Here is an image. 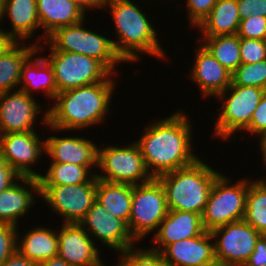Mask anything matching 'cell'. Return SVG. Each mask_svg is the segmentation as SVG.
<instances>
[{
    "label": "cell",
    "mask_w": 266,
    "mask_h": 266,
    "mask_svg": "<svg viewBox=\"0 0 266 266\" xmlns=\"http://www.w3.org/2000/svg\"><path fill=\"white\" fill-rule=\"evenodd\" d=\"M21 176L6 162L0 152V193L12 186Z\"/></svg>",
    "instance_id": "40"
},
{
    "label": "cell",
    "mask_w": 266,
    "mask_h": 266,
    "mask_svg": "<svg viewBox=\"0 0 266 266\" xmlns=\"http://www.w3.org/2000/svg\"><path fill=\"white\" fill-rule=\"evenodd\" d=\"M2 266H38V264L23 256L17 250L6 260Z\"/></svg>",
    "instance_id": "42"
},
{
    "label": "cell",
    "mask_w": 266,
    "mask_h": 266,
    "mask_svg": "<svg viewBox=\"0 0 266 266\" xmlns=\"http://www.w3.org/2000/svg\"><path fill=\"white\" fill-rule=\"evenodd\" d=\"M168 211L166 193L157 178L144 184L132 185L128 228L137 242L154 230L156 232Z\"/></svg>",
    "instance_id": "9"
},
{
    "label": "cell",
    "mask_w": 266,
    "mask_h": 266,
    "mask_svg": "<svg viewBox=\"0 0 266 266\" xmlns=\"http://www.w3.org/2000/svg\"><path fill=\"white\" fill-rule=\"evenodd\" d=\"M36 5L40 28L44 30L39 39L32 41L39 53L44 51L45 46L42 42H45L56 29L77 24L87 16L70 0H36ZM43 37L44 39H41Z\"/></svg>",
    "instance_id": "22"
},
{
    "label": "cell",
    "mask_w": 266,
    "mask_h": 266,
    "mask_svg": "<svg viewBox=\"0 0 266 266\" xmlns=\"http://www.w3.org/2000/svg\"><path fill=\"white\" fill-rule=\"evenodd\" d=\"M7 17L12 29L5 32L15 42L28 41L40 29L36 0H2L1 21Z\"/></svg>",
    "instance_id": "23"
},
{
    "label": "cell",
    "mask_w": 266,
    "mask_h": 266,
    "mask_svg": "<svg viewBox=\"0 0 266 266\" xmlns=\"http://www.w3.org/2000/svg\"><path fill=\"white\" fill-rule=\"evenodd\" d=\"M195 51L194 65L189 76L201 96L216 97L231 85V72L228 71L202 44Z\"/></svg>",
    "instance_id": "17"
},
{
    "label": "cell",
    "mask_w": 266,
    "mask_h": 266,
    "mask_svg": "<svg viewBox=\"0 0 266 266\" xmlns=\"http://www.w3.org/2000/svg\"><path fill=\"white\" fill-rule=\"evenodd\" d=\"M14 43L15 41L0 27V56Z\"/></svg>",
    "instance_id": "44"
},
{
    "label": "cell",
    "mask_w": 266,
    "mask_h": 266,
    "mask_svg": "<svg viewBox=\"0 0 266 266\" xmlns=\"http://www.w3.org/2000/svg\"><path fill=\"white\" fill-rule=\"evenodd\" d=\"M237 35L240 38L266 40V17L250 15L242 19Z\"/></svg>",
    "instance_id": "35"
},
{
    "label": "cell",
    "mask_w": 266,
    "mask_h": 266,
    "mask_svg": "<svg viewBox=\"0 0 266 266\" xmlns=\"http://www.w3.org/2000/svg\"><path fill=\"white\" fill-rule=\"evenodd\" d=\"M77 224L91 236L94 243L98 240L115 250V253L134 248L137 242L131 235L128 224L107 212L97 201Z\"/></svg>",
    "instance_id": "13"
},
{
    "label": "cell",
    "mask_w": 266,
    "mask_h": 266,
    "mask_svg": "<svg viewBox=\"0 0 266 266\" xmlns=\"http://www.w3.org/2000/svg\"><path fill=\"white\" fill-rule=\"evenodd\" d=\"M36 131L16 132L0 135V152L6 162L21 176L39 178L41 174L33 170V165L45 152V140ZM31 166V167H30Z\"/></svg>",
    "instance_id": "15"
},
{
    "label": "cell",
    "mask_w": 266,
    "mask_h": 266,
    "mask_svg": "<svg viewBox=\"0 0 266 266\" xmlns=\"http://www.w3.org/2000/svg\"><path fill=\"white\" fill-rule=\"evenodd\" d=\"M203 158L189 166L159 175L169 210L203 214L215 179L221 174Z\"/></svg>",
    "instance_id": "4"
},
{
    "label": "cell",
    "mask_w": 266,
    "mask_h": 266,
    "mask_svg": "<svg viewBox=\"0 0 266 266\" xmlns=\"http://www.w3.org/2000/svg\"><path fill=\"white\" fill-rule=\"evenodd\" d=\"M218 0H186L188 20L192 27H198L200 23L209 15L213 6Z\"/></svg>",
    "instance_id": "37"
},
{
    "label": "cell",
    "mask_w": 266,
    "mask_h": 266,
    "mask_svg": "<svg viewBox=\"0 0 266 266\" xmlns=\"http://www.w3.org/2000/svg\"><path fill=\"white\" fill-rule=\"evenodd\" d=\"M116 83L111 74L104 81L57 93L47 110L45 127L72 132L105 122Z\"/></svg>",
    "instance_id": "2"
},
{
    "label": "cell",
    "mask_w": 266,
    "mask_h": 266,
    "mask_svg": "<svg viewBox=\"0 0 266 266\" xmlns=\"http://www.w3.org/2000/svg\"><path fill=\"white\" fill-rule=\"evenodd\" d=\"M266 264V235H261L254 251L243 266H264Z\"/></svg>",
    "instance_id": "41"
},
{
    "label": "cell",
    "mask_w": 266,
    "mask_h": 266,
    "mask_svg": "<svg viewBox=\"0 0 266 266\" xmlns=\"http://www.w3.org/2000/svg\"><path fill=\"white\" fill-rule=\"evenodd\" d=\"M85 14L90 9H102L103 0H70Z\"/></svg>",
    "instance_id": "43"
},
{
    "label": "cell",
    "mask_w": 266,
    "mask_h": 266,
    "mask_svg": "<svg viewBox=\"0 0 266 266\" xmlns=\"http://www.w3.org/2000/svg\"><path fill=\"white\" fill-rule=\"evenodd\" d=\"M214 254L219 266H243L261 234L244 220L212 230Z\"/></svg>",
    "instance_id": "12"
},
{
    "label": "cell",
    "mask_w": 266,
    "mask_h": 266,
    "mask_svg": "<svg viewBox=\"0 0 266 266\" xmlns=\"http://www.w3.org/2000/svg\"><path fill=\"white\" fill-rule=\"evenodd\" d=\"M136 4L131 0H103L102 8L109 9L115 24L117 39L112 42L116 53L127 63L141 61L143 54L167 59L154 24Z\"/></svg>",
    "instance_id": "3"
},
{
    "label": "cell",
    "mask_w": 266,
    "mask_h": 266,
    "mask_svg": "<svg viewBox=\"0 0 266 266\" xmlns=\"http://www.w3.org/2000/svg\"><path fill=\"white\" fill-rule=\"evenodd\" d=\"M266 130V92L262 96L260 102L257 105L256 110L253 112L251 123L244 131L253 136H258Z\"/></svg>",
    "instance_id": "38"
},
{
    "label": "cell",
    "mask_w": 266,
    "mask_h": 266,
    "mask_svg": "<svg viewBox=\"0 0 266 266\" xmlns=\"http://www.w3.org/2000/svg\"><path fill=\"white\" fill-rule=\"evenodd\" d=\"M93 140L83 136L57 137L52 135L45 139V153L51 163H70L82 166H98L99 146Z\"/></svg>",
    "instance_id": "19"
},
{
    "label": "cell",
    "mask_w": 266,
    "mask_h": 266,
    "mask_svg": "<svg viewBox=\"0 0 266 266\" xmlns=\"http://www.w3.org/2000/svg\"><path fill=\"white\" fill-rule=\"evenodd\" d=\"M96 201L127 224L131 213L132 185L97 179Z\"/></svg>",
    "instance_id": "28"
},
{
    "label": "cell",
    "mask_w": 266,
    "mask_h": 266,
    "mask_svg": "<svg viewBox=\"0 0 266 266\" xmlns=\"http://www.w3.org/2000/svg\"><path fill=\"white\" fill-rule=\"evenodd\" d=\"M161 257L176 266H217L210 232L167 245Z\"/></svg>",
    "instance_id": "20"
},
{
    "label": "cell",
    "mask_w": 266,
    "mask_h": 266,
    "mask_svg": "<svg viewBox=\"0 0 266 266\" xmlns=\"http://www.w3.org/2000/svg\"><path fill=\"white\" fill-rule=\"evenodd\" d=\"M97 177L75 185H40V197L63 223H77L96 201Z\"/></svg>",
    "instance_id": "11"
},
{
    "label": "cell",
    "mask_w": 266,
    "mask_h": 266,
    "mask_svg": "<svg viewBox=\"0 0 266 266\" xmlns=\"http://www.w3.org/2000/svg\"><path fill=\"white\" fill-rule=\"evenodd\" d=\"M240 17L237 0H218L209 15L197 27L201 37L237 34Z\"/></svg>",
    "instance_id": "26"
},
{
    "label": "cell",
    "mask_w": 266,
    "mask_h": 266,
    "mask_svg": "<svg viewBox=\"0 0 266 266\" xmlns=\"http://www.w3.org/2000/svg\"><path fill=\"white\" fill-rule=\"evenodd\" d=\"M70 163H50L47 171L38 178L39 185H75L89 182L94 176L92 168Z\"/></svg>",
    "instance_id": "29"
},
{
    "label": "cell",
    "mask_w": 266,
    "mask_h": 266,
    "mask_svg": "<svg viewBox=\"0 0 266 266\" xmlns=\"http://www.w3.org/2000/svg\"><path fill=\"white\" fill-rule=\"evenodd\" d=\"M119 261L115 266H156V252L146 247H134L118 252Z\"/></svg>",
    "instance_id": "33"
},
{
    "label": "cell",
    "mask_w": 266,
    "mask_h": 266,
    "mask_svg": "<svg viewBox=\"0 0 266 266\" xmlns=\"http://www.w3.org/2000/svg\"><path fill=\"white\" fill-rule=\"evenodd\" d=\"M38 52V49L34 51L23 63L18 90L30 96H33L36 90H43V95L53 101L57 95L54 71L45 57L36 56Z\"/></svg>",
    "instance_id": "24"
},
{
    "label": "cell",
    "mask_w": 266,
    "mask_h": 266,
    "mask_svg": "<svg viewBox=\"0 0 266 266\" xmlns=\"http://www.w3.org/2000/svg\"><path fill=\"white\" fill-rule=\"evenodd\" d=\"M41 107L34 96L21 90L0 93V135L37 131L34 124L40 113H45L41 122L47 124L48 112Z\"/></svg>",
    "instance_id": "14"
},
{
    "label": "cell",
    "mask_w": 266,
    "mask_h": 266,
    "mask_svg": "<svg viewBox=\"0 0 266 266\" xmlns=\"http://www.w3.org/2000/svg\"><path fill=\"white\" fill-rule=\"evenodd\" d=\"M256 138L259 141V151H261L260 153L262 154L261 158L263 160H261L263 163H266V130L263 131L261 134H259Z\"/></svg>",
    "instance_id": "46"
},
{
    "label": "cell",
    "mask_w": 266,
    "mask_h": 266,
    "mask_svg": "<svg viewBox=\"0 0 266 266\" xmlns=\"http://www.w3.org/2000/svg\"><path fill=\"white\" fill-rule=\"evenodd\" d=\"M246 177L232 183L228 176L220 174L214 181L202 223L205 231L244 219L249 179Z\"/></svg>",
    "instance_id": "6"
},
{
    "label": "cell",
    "mask_w": 266,
    "mask_h": 266,
    "mask_svg": "<svg viewBox=\"0 0 266 266\" xmlns=\"http://www.w3.org/2000/svg\"><path fill=\"white\" fill-rule=\"evenodd\" d=\"M264 165L266 166V163H263V166ZM260 180L266 184V179L265 178H263V179L261 178Z\"/></svg>",
    "instance_id": "49"
},
{
    "label": "cell",
    "mask_w": 266,
    "mask_h": 266,
    "mask_svg": "<svg viewBox=\"0 0 266 266\" xmlns=\"http://www.w3.org/2000/svg\"><path fill=\"white\" fill-rule=\"evenodd\" d=\"M17 238V250L37 264L58 256L57 230L38 225L25 231L23 237L18 232Z\"/></svg>",
    "instance_id": "25"
},
{
    "label": "cell",
    "mask_w": 266,
    "mask_h": 266,
    "mask_svg": "<svg viewBox=\"0 0 266 266\" xmlns=\"http://www.w3.org/2000/svg\"><path fill=\"white\" fill-rule=\"evenodd\" d=\"M1 17H2V0H0V24H1Z\"/></svg>",
    "instance_id": "48"
},
{
    "label": "cell",
    "mask_w": 266,
    "mask_h": 266,
    "mask_svg": "<svg viewBox=\"0 0 266 266\" xmlns=\"http://www.w3.org/2000/svg\"><path fill=\"white\" fill-rule=\"evenodd\" d=\"M243 220L266 235V184L260 179H250Z\"/></svg>",
    "instance_id": "31"
},
{
    "label": "cell",
    "mask_w": 266,
    "mask_h": 266,
    "mask_svg": "<svg viewBox=\"0 0 266 266\" xmlns=\"http://www.w3.org/2000/svg\"><path fill=\"white\" fill-rule=\"evenodd\" d=\"M58 230V256L71 266H105L100 249L77 223H63ZM98 247V248H97Z\"/></svg>",
    "instance_id": "16"
},
{
    "label": "cell",
    "mask_w": 266,
    "mask_h": 266,
    "mask_svg": "<svg viewBox=\"0 0 266 266\" xmlns=\"http://www.w3.org/2000/svg\"><path fill=\"white\" fill-rule=\"evenodd\" d=\"M126 146V147H125ZM97 179L111 183L138 185L153 179L136 142L124 146H101L98 150Z\"/></svg>",
    "instance_id": "8"
},
{
    "label": "cell",
    "mask_w": 266,
    "mask_h": 266,
    "mask_svg": "<svg viewBox=\"0 0 266 266\" xmlns=\"http://www.w3.org/2000/svg\"><path fill=\"white\" fill-rule=\"evenodd\" d=\"M185 113L178 110L152 121L139 140H135L153 178L189 166L199 158L192 148L193 124Z\"/></svg>",
    "instance_id": "1"
},
{
    "label": "cell",
    "mask_w": 266,
    "mask_h": 266,
    "mask_svg": "<svg viewBox=\"0 0 266 266\" xmlns=\"http://www.w3.org/2000/svg\"><path fill=\"white\" fill-rule=\"evenodd\" d=\"M240 19L248 16L266 17V0H237Z\"/></svg>",
    "instance_id": "39"
},
{
    "label": "cell",
    "mask_w": 266,
    "mask_h": 266,
    "mask_svg": "<svg viewBox=\"0 0 266 266\" xmlns=\"http://www.w3.org/2000/svg\"><path fill=\"white\" fill-rule=\"evenodd\" d=\"M265 92L266 90L260 87L231 84L224 92L218 94L215 98L222 106L218 107L221 112L217 114L213 134L229 141L238 131L244 132L250 125L253 112Z\"/></svg>",
    "instance_id": "7"
},
{
    "label": "cell",
    "mask_w": 266,
    "mask_h": 266,
    "mask_svg": "<svg viewBox=\"0 0 266 266\" xmlns=\"http://www.w3.org/2000/svg\"><path fill=\"white\" fill-rule=\"evenodd\" d=\"M28 187V188H27ZM40 197L38 178L20 177L12 186L0 193V223L19 227L18 221L29 213Z\"/></svg>",
    "instance_id": "21"
},
{
    "label": "cell",
    "mask_w": 266,
    "mask_h": 266,
    "mask_svg": "<svg viewBox=\"0 0 266 266\" xmlns=\"http://www.w3.org/2000/svg\"><path fill=\"white\" fill-rule=\"evenodd\" d=\"M38 266H71L65 260L60 258L59 256L52 257L49 260L43 261L38 264Z\"/></svg>",
    "instance_id": "45"
},
{
    "label": "cell",
    "mask_w": 266,
    "mask_h": 266,
    "mask_svg": "<svg viewBox=\"0 0 266 266\" xmlns=\"http://www.w3.org/2000/svg\"><path fill=\"white\" fill-rule=\"evenodd\" d=\"M241 64H254L266 60V40L240 38Z\"/></svg>",
    "instance_id": "34"
},
{
    "label": "cell",
    "mask_w": 266,
    "mask_h": 266,
    "mask_svg": "<svg viewBox=\"0 0 266 266\" xmlns=\"http://www.w3.org/2000/svg\"><path fill=\"white\" fill-rule=\"evenodd\" d=\"M17 226L0 223V266L17 251Z\"/></svg>",
    "instance_id": "36"
},
{
    "label": "cell",
    "mask_w": 266,
    "mask_h": 266,
    "mask_svg": "<svg viewBox=\"0 0 266 266\" xmlns=\"http://www.w3.org/2000/svg\"><path fill=\"white\" fill-rule=\"evenodd\" d=\"M231 84L266 90V60L254 64H241L231 74Z\"/></svg>",
    "instance_id": "32"
},
{
    "label": "cell",
    "mask_w": 266,
    "mask_h": 266,
    "mask_svg": "<svg viewBox=\"0 0 266 266\" xmlns=\"http://www.w3.org/2000/svg\"><path fill=\"white\" fill-rule=\"evenodd\" d=\"M84 21L56 29L46 38V47L53 51L79 53L94 58L115 75L118 72L115 71L116 66L124 61L116 53L111 37L92 32L84 26Z\"/></svg>",
    "instance_id": "5"
},
{
    "label": "cell",
    "mask_w": 266,
    "mask_h": 266,
    "mask_svg": "<svg viewBox=\"0 0 266 266\" xmlns=\"http://www.w3.org/2000/svg\"><path fill=\"white\" fill-rule=\"evenodd\" d=\"M156 266H176L173 263L165 261L160 253L156 252Z\"/></svg>",
    "instance_id": "47"
},
{
    "label": "cell",
    "mask_w": 266,
    "mask_h": 266,
    "mask_svg": "<svg viewBox=\"0 0 266 266\" xmlns=\"http://www.w3.org/2000/svg\"><path fill=\"white\" fill-rule=\"evenodd\" d=\"M198 40L231 73L241 65L240 37L237 34L200 37Z\"/></svg>",
    "instance_id": "30"
},
{
    "label": "cell",
    "mask_w": 266,
    "mask_h": 266,
    "mask_svg": "<svg viewBox=\"0 0 266 266\" xmlns=\"http://www.w3.org/2000/svg\"><path fill=\"white\" fill-rule=\"evenodd\" d=\"M36 50L33 43L15 42L0 56V93L18 90L23 63Z\"/></svg>",
    "instance_id": "27"
},
{
    "label": "cell",
    "mask_w": 266,
    "mask_h": 266,
    "mask_svg": "<svg viewBox=\"0 0 266 266\" xmlns=\"http://www.w3.org/2000/svg\"><path fill=\"white\" fill-rule=\"evenodd\" d=\"M205 232L202 215L198 213L169 210L167 216L160 223L154 236H151L152 247L149 249L160 253L167 245Z\"/></svg>",
    "instance_id": "18"
},
{
    "label": "cell",
    "mask_w": 266,
    "mask_h": 266,
    "mask_svg": "<svg viewBox=\"0 0 266 266\" xmlns=\"http://www.w3.org/2000/svg\"><path fill=\"white\" fill-rule=\"evenodd\" d=\"M47 48L50 54L45 58L54 71L57 93L104 81L112 74L94 58Z\"/></svg>",
    "instance_id": "10"
}]
</instances>
